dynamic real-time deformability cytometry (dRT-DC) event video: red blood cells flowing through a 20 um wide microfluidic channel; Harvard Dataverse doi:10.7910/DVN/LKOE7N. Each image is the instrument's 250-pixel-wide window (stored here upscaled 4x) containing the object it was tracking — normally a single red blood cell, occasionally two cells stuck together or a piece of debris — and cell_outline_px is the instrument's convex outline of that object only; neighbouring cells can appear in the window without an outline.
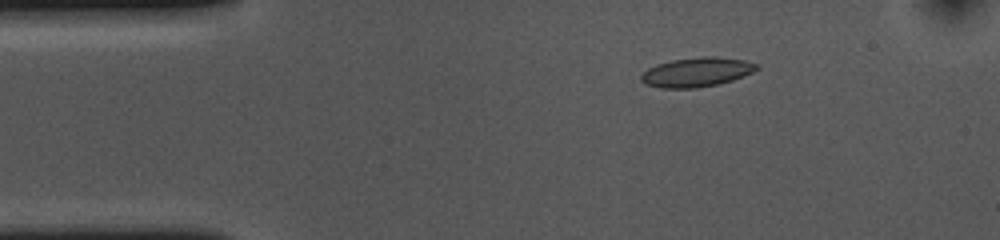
{"species": "common noctule bat (a hibernating species)", "species_latin": "Nyctalus noctula", "temperature_condition": "cold", "stored_images_in_passage": 54, "camera_frame_rate_fps": 3000, "um_per_image_px": 0.085, "animal": {"sex": "female", "body_mass_g": 10.0, "forearm_length_mm": 53.1}, "frame": {"image": 1, "passage_image": 8, "time_ms": 2.333, "image_size_px": [1000, 240], "cell_outline_px": [[760, 68], [744, 76], [732, 80], [716, 84], [696, 88], [660, 88], [644, 84], [640, 80], [640, 76], [648, 68], [656, 64], [672, 60], [704, 56], [716, 56], [744, 60], [760, 64]], "centroid_in_image_um": [59.22, 6.13], "position_along_channel_um": 25.8, "area_um2": 19.88}}
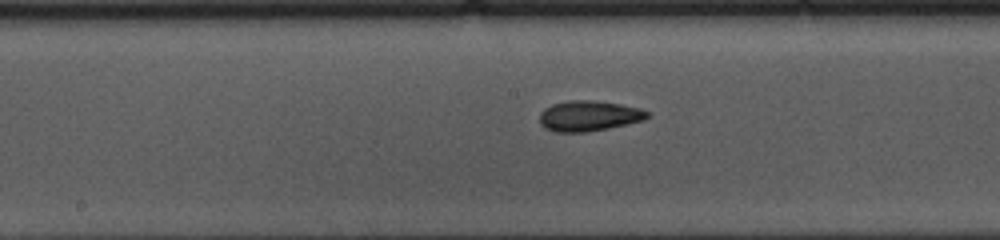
{"frame": {"image": 2, "passage_image": 26, "time_ms": 8.333, "image_size_px": [1000, 240], "cell_outline_px": [[648, 116], [644, 120], [628, 124], [608, 128], [584, 132], [556, 132], [544, 128], [540, 124], [540, 112], [544, 108], [552, 104], [568, 100], [592, 100], [620, 104], [640, 108], [648, 112]], "centroid_in_image_um": [50.02, 9.85], "position_along_channel_um": 198.2, "area_um2": 19.13}}
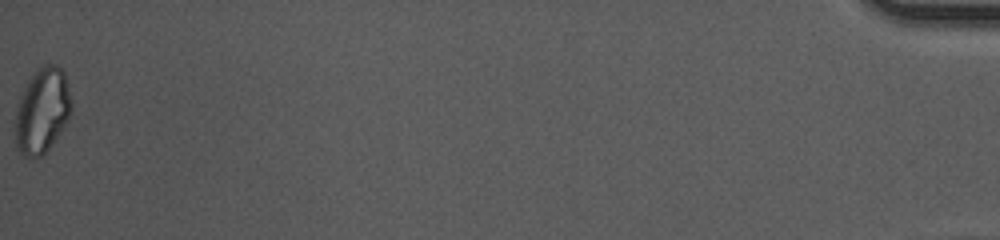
{"frame": {"image": 3, "passage_image": 54, "time_ms": 17.667, "image_size_px": [1000, 240], "cell_outline_px": [[72, 112], [68, 120], [60, 132], [48, 148], [40, 156], [24, 156], [16, 148], [16, 104], [28, 80], [36, 68], [44, 64], [56, 64], [64, 72], [72, 100]], "centroid_in_image_um": [3.6, 9.35], "position_along_channel_um": 431.6, "area_um2": 27.86}, "authors_computed_cell_mechanics": {"area_um2": 19.1318, "velocity_mm_per_s": 3.6473, "shape_relaxation_time_tau1_ms": null, "shape_relaxation_time_tau2_ms": 2.9843, "deformation_change_tau1": null, "deformation_change_tau2": 0.0771}}